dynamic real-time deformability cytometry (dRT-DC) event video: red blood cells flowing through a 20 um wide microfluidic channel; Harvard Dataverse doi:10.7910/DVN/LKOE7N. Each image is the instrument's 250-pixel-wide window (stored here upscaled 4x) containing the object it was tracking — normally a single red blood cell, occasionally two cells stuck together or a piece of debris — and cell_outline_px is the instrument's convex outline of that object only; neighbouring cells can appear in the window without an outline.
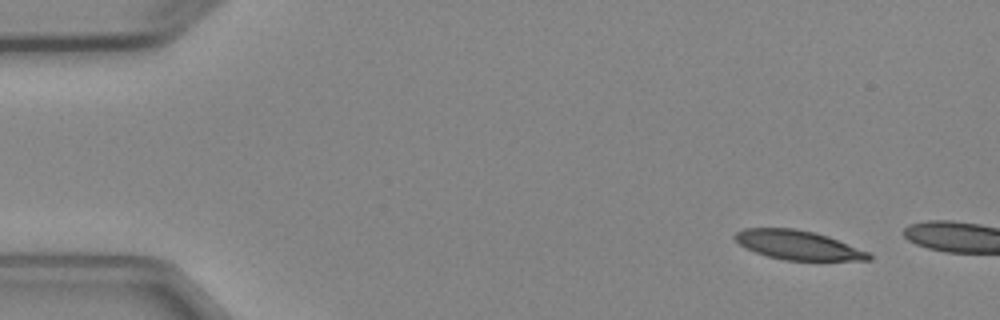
{"species": "Egyptian fruit bat (a non-hibernating species)", "species_latin": "Rousettus aegyptiacus", "temperature_condition": "cold", "stored_images_in_passage": 4, "camera_frame_rate_fps": 3000, "um_per_image_px": 0.085, "animal": {"sex": "female"}, "frame": {"image": 1, "passage_image": 1, "time_ms": 0.0, "image_size_px": [1000, 320], "cell_outline_px": [[872, 260], [784, 260], [768, 256], [756, 252], [740, 244], [732, 236], [736, 232], [744, 228], [796, 228], [816, 232], [828, 236], [868, 252], [872, 256]], "centroid_in_image_um": [67.82, 20.82], "position_along_channel_um": 17.2, "area_um2": 22.6}}